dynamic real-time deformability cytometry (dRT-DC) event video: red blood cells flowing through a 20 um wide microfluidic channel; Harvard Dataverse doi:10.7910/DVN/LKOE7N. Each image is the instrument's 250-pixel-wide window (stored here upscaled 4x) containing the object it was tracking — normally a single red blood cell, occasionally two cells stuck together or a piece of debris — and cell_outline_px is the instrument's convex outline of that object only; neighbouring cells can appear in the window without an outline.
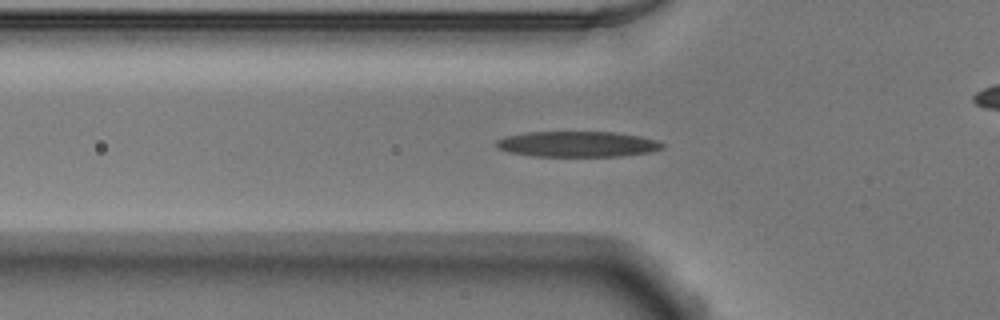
{"species": "Egyptian fruit bat (a non-hibernating species)", "species_latin": "Rousettus aegyptiacus", "temperature_condition": "warm", "stored_images_in_passage": 52, "camera_frame_rate_fps": 3000, "um_per_image_px": 0.085, "animal": {"sex": "male"}, "frame": {"image": 1, "passage_image": 17, "time_ms": 5.333, "image_size_px": [1000, 320], "cell_outline_px": [[664, 148], [652, 152], [620, 156], [532, 156], [508, 152], [496, 148], [496, 140], [504, 136], [528, 132], [616, 132], [640, 136], [656, 140], [664, 144]], "centroid_in_image_um": [49.07, 12.25], "position_along_channel_um": 76.7, "area_um2": 24.97}}
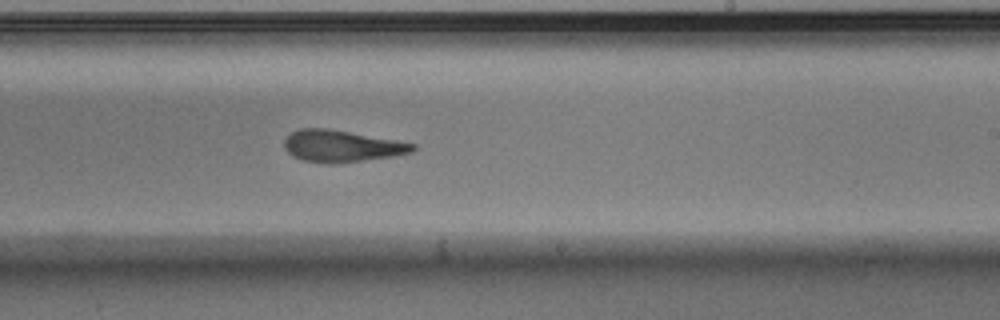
{"frame": {"image": 2, "passage_image": 31, "time_ms": 10.0, "image_size_px": [1000, 320], "cell_outline_px": [[416, 148], [412, 152], [392, 156], [332, 164], [304, 160], [292, 156], [284, 148], [284, 140], [292, 132], [300, 128], [328, 128], [396, 140], [416, 144]], "centroid_in_image_um": [29.02, 12.41], "position_along_channel_um": 260.0, "area_um2": 23.58}}
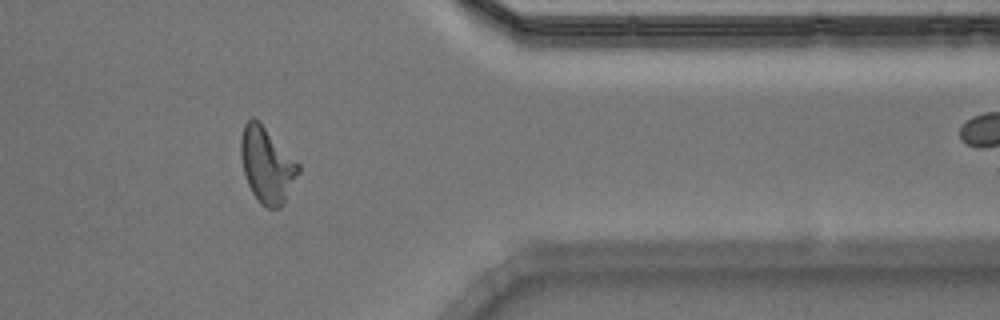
{"frame": {"image": 3, "passage_image": 42, "time_ms": 13.667, "image_size_px": [1000, 320], "cell_outline_px": [[300, 172], [280, 208], [268, 208], [260, 204], [256, 200], [248, 184], [244, 172], [240, 152], [240, 140], [244, 124], [252, 116], [260, 120], [300, 164]], "centroid_in_image_um": [22.68, 13.99], "position_along_channel_um": 388.7, "area_um2": 25.55}, "authors_computed_cell_mechanics": {"area_um2": 24.2471, "velocity_mm_per_s": 3.9067, "shape_relaxation_time_tau1_ms": 7.3381, "shape_relaxation_time_tau2_ms": 3.0468, "deformation_change_tau1": 0.2694, "deformation_change_tau2": 0.138}}